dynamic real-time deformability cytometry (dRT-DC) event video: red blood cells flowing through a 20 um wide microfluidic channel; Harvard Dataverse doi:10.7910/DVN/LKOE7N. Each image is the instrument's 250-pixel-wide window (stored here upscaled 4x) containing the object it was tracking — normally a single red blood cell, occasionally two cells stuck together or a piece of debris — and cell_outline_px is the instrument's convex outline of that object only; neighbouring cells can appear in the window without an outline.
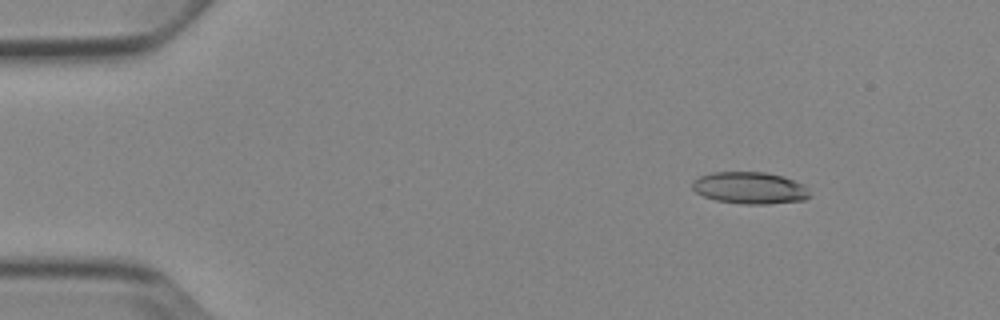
{"species": "Egyptian fruit bat (a non-hibernating species)", "species_latin": "Rousettus aegyptiacus", "temperature_condition": "cold", "stored_images_in_passage": 6, "camera_frame_rate_fps": 3000, "um_per_image_px": 0.085, "animal": {"sex": "female"}, "frame": {"image": 1, "passage_image": 1, "time_ms": 0.0, "image_size_px": [1000, 320], "cell_outline_px": [[812, 196], [804, 200], [768, 204], [744, 204], [716, 200], [704, 196], [696, 192], [692, 188], [692, 180], [700, 176], [712, 172], [764, 172], [784, 176], [804, 184], [808, 188]], "centroid_in_image_um": [63.77, 15.97], "position_along_channel_um": 21.2, "area_um2": 22.02}}
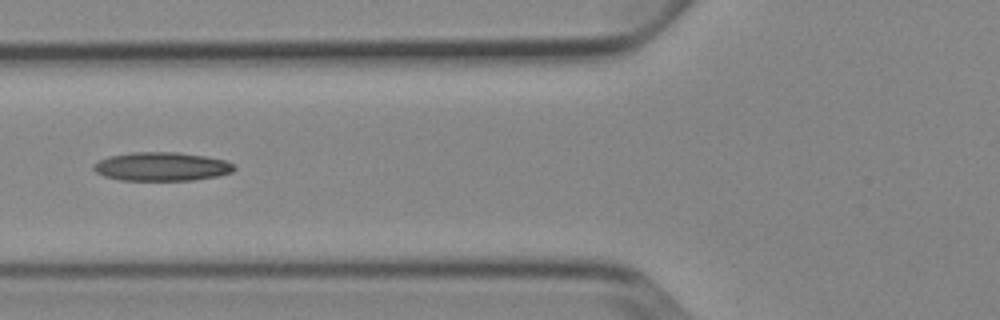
{"frame": {"image": 2, "passage_image": 5, "time_ms": 4.667, "image_size_px": [1000, 320], "cell_outline_px": [[236, 168], [232, 172], [216, 176], [192, 180], [120, 180], [104, 176], [96, 172], [92, 168], [92, 164], [108, 156], [132, 152], [176, 152], [204, 156], [224, 160], [236, 164]], "centroid_in_image_um": [13.72, 14.15], "position_along_channel_um": 112.1, "area_um2": 23.52}}
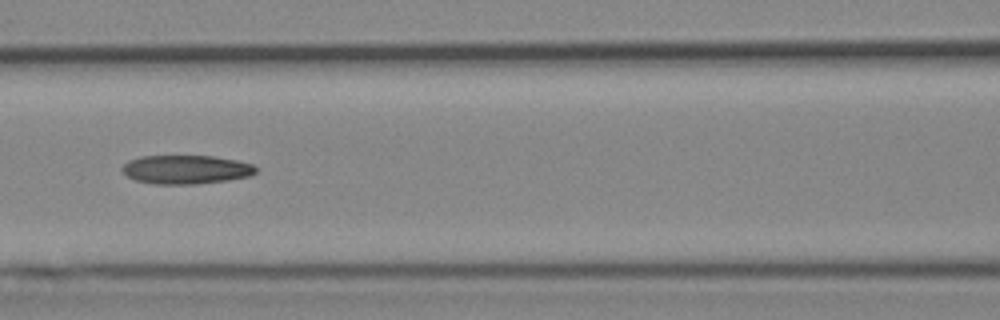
{"frame": {"image": 3, "passage_image": 6, "time_ms": 5.667, "image_size_px": [1000, 320], "cell_outline_px": [[256, 172], [252, 176], [228, 180], [196, 184], [152, 184], [136, 180], [128, 176], [120, 168], [128, 160], [140, 156], [212, 156], [236, 160], [252, 164], [256, 168]], "centroid_in_image_um": [15.81, 14.41], "position_along_channel_um": 150.8, "area_um2": 22.48}}